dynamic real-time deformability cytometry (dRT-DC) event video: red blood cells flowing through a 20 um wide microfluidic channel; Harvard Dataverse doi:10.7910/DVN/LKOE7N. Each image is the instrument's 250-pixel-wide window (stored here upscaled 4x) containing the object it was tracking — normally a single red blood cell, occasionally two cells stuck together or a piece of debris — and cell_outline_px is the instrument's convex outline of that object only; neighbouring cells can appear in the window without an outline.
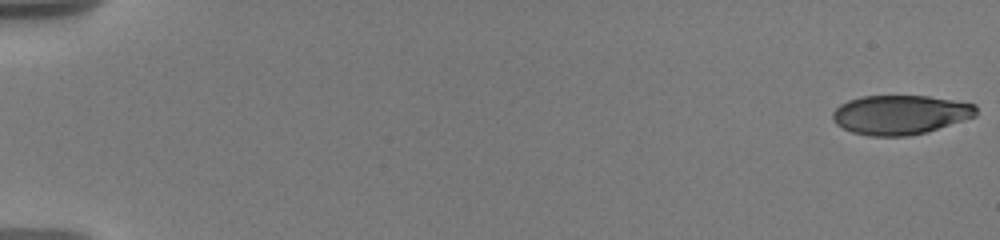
{"species": "human", "species_latin": "Homo sapiens", "temperature_condition": "warm", "stored_images_in_passage": 6, "camera_frame_rate_fps": 3000, "um_per_image_px": 0.085, "donor": {"sex": "male"}, "frame": {"image": 1, "passage_image": 1, "time_ms": 0.0, "image_size_px": [1000, 240], "cell_outline_px": [[976, 116], [928, 132], [908, 136], [868, 136], [852, 132], [836, 124], [832, 120], [832, 112], [840, 104], [848, 100], [860, 96], [928, 96], [976, 104]], "centroid_in_image_um": [76.5, 9.75], "position_along_channel_um": 8.5, "area_um2": 33.0}}
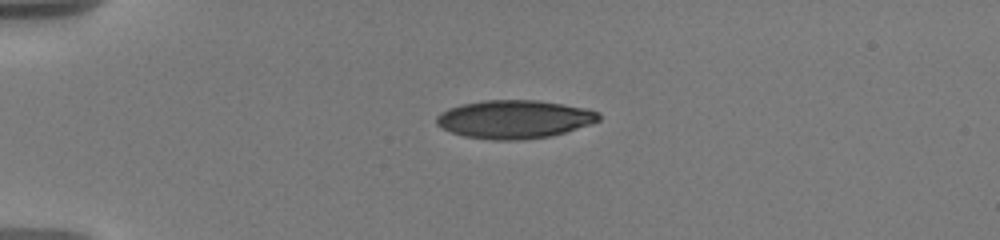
{"frame": {"image": 2, "passage_image": 5, "time_ms": 4.667, "image_size_px": [1000, 240], "cell_outline_px": [[600, 120], [592, 124], [552, 136], [524, 140], [492, 140], [464, 136], [440, 128], [436, 124], [436, 116], [440, 112], [448, 108], [460, 104], [484, 100], [536, 100], [564, 104], [588, 108], [600, 112]], "centroid_in_image_um": [43.73, 10.14], "position_along_channel_um": 41.3, "area_um2": 36.7}}